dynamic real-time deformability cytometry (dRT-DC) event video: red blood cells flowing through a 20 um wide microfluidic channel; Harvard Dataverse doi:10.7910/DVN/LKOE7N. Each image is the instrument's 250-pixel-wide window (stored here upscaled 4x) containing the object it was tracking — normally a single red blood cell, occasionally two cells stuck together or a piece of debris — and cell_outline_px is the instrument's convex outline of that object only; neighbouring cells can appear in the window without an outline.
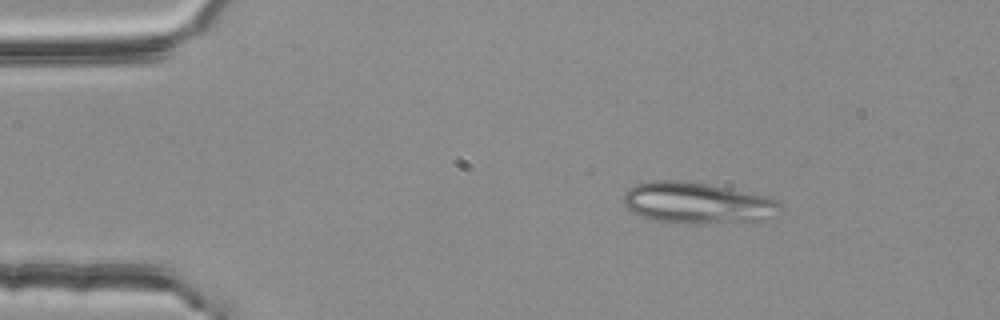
{"species": "common noctule bat (a hibernating species)", "species_latin": "Nyctalus noctula", "temperature_condition": "room temperature", "stored_images_in_passage": 2, "camera_frame_rate_fps": 3000, "um_per_image_px": 0.085, "animal": {"sex": "female", "body_mass_g": 25.1}, "frame": {"image": 1, "passage_image": 1, "time_ms": 0.0, "image_size_px": [1000, 320], "cell_outline_px": [[780, 204], [772, 216], [764, 220], [656, 220], [640, 216], [632, 212], [624, 204], [624, 196], [636, 184], [652, 180], [684, 180], [708, 184], [764, 196], [776, 200]], "centroid_in_image_um": [59.19, 17.18], "position_along_channel_um": 25.8, "area_um2": 35.43}}